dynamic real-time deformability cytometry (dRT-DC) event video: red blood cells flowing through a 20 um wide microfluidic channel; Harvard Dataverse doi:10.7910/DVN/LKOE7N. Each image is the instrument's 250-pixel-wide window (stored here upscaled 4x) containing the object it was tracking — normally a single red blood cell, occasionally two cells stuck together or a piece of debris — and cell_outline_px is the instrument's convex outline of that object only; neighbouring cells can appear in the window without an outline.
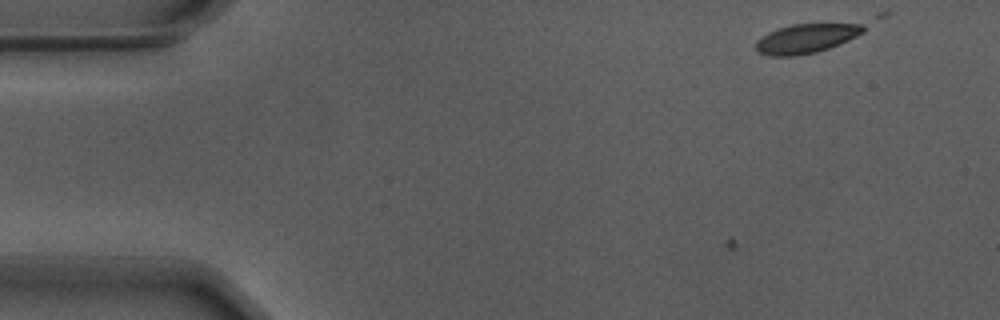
{"species": "Egyptian fruit bat (a non-hibernating species)", "species_latin": "Rousettus aegyptiacus", "temperature_condition": "warm", "stored_images_in_passage": 2, "camera_frame_rate_fps": 3000, "um_per_image_px": 0.085, "animal": {"sex": "male"}, "frame": {"image": 1, "passage_image": 2, "time_ms": 0.333, "image_size_px": [1000, 320], "cell_outline_px": [[864, 32], [840, 44], [816, 52], [796, 56], [768, 56], [756, 52], [756, 40], [760, 36], [776, 28], [792, 24], [860, 24], [864, 28]], "centroid_in_image_um": [68.44, 3.28], "position_along_channel_um": 16.6, "area_um2": 18.38}}